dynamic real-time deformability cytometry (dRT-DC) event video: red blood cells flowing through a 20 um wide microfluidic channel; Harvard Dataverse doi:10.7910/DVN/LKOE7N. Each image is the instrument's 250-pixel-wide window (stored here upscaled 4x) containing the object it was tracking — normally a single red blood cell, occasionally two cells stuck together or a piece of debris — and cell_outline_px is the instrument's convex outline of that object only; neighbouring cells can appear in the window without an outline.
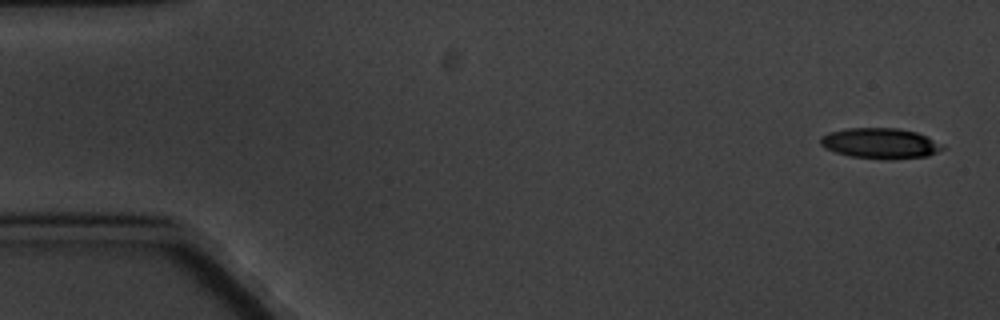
{"species": "common noctule bat (a hibernating species)", "species_latin": "Nyctalus noctula", "temperature_condition": "cold", "stored_images_in_passage": 8, "camera_frame_rate_fps": 3000, "um_per_image_px": 0.085, "animal": {"sex": "male", "body_mass_g": 20.1, "forearm_length_mm": 53.5}, "frame": {"image": 1, "passage_image": 1, "time_ms": 0.0, "image_size_px": [1000, 320], "cell_outline_px": [[944, 148], [928, 156], [892, 160], [880, 160], [848, 156], [824, 148], [820, 144], [820, 136], [828, 132], [848, 128], [896, 128], [916, 132], [944, 144]], "centroid_in_image_um": [74.8, 12.2], "position_along_channel_um": 10.2, "area_um2": 22.02}}
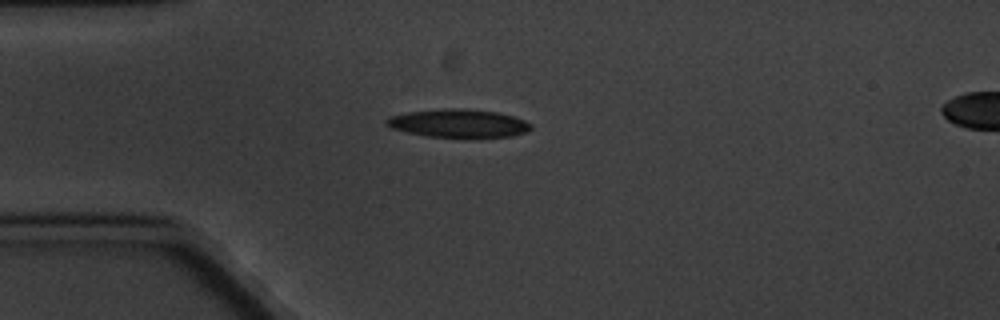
{"frame": {"image": 2, "passage_image": 5, "time_ms": 4.333, "image_size_px": [1000, 320], "cell_outline_px": [[532, 128], [524, 132], [512, 136], [428, 136], [408, 132], [392, 128], [384, 124], [384, 120], [388, 116], [408, 112], [452, 108], [464, 108], [496, 112], [512, 116], [524, 120], [532, 124]], "centroid_in_image_um": [38.93, 10.46], "position_along_channel_um": 46.1, "area_um2": 23.24}}